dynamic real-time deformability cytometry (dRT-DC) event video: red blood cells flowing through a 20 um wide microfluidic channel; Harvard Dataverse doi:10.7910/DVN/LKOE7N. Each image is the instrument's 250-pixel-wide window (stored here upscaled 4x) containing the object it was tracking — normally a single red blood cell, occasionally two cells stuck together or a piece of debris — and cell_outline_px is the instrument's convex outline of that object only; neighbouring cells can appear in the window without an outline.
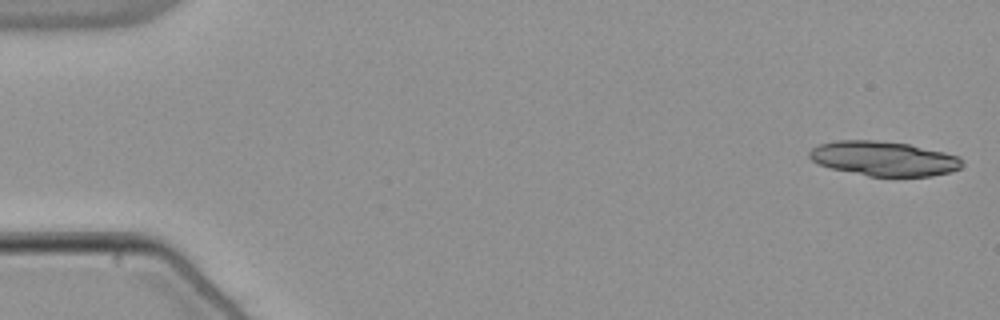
{"species": "common noctule bat (a hibernating species)", "species_latin": "Nyctalus noctula", "temperature_condition": "warm", "stored_images_in_passage": 21, "camera_frame_rate_fps": 3000, "um_per_image_px": 0.085, "animal": {"sex": "male", "body_mass_g": 21.5, "forearm_length_mm": 52.0}, "frame": {"image": 1, "passage_image": 1, "time_ms": 0.0, "image_size_px": [1000, 320], "cell_outline_px": [[964, 164], [960, 168], [948, 172], [932, 176], [868, 176], [832, 168], [820, 164], [812, 160], [808, 156], [808, 152], [812, 148], [820, 144], [836, 140], [876, 140], [908, 144], [944, 152], [960, 156], [964, 160]], "centroid_in_image_um": [75.15, 13.47], "position_along_channel_um": 9.9, "area_um2": 30.75}}